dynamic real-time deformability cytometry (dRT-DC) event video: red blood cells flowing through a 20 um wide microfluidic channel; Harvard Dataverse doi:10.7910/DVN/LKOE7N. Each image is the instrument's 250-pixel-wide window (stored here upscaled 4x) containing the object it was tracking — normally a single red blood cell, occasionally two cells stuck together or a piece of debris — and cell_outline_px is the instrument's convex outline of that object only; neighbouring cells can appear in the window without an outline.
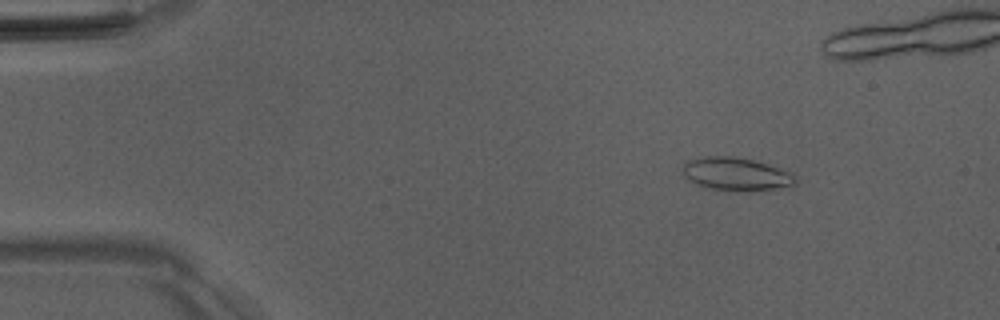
{"species": "Egyptian fruit bat (a non-hibernating species)", "species_latin": "Rousettus aegyptiacus", "temperature_condition": "room temperature", "stored_images_in_passage": 53, "camera_frame_rate_fps": 3000, "um_per_image_px": 0.085, "animal": {"sex": "male"}, "frame": {"image": 1, "passage_image": 8, "time_ms": 2.333, "image_size_px": [1000, 320], "cell_outline_px": [[796, 184], [776, 188], [736, 192], [704, 188], [688, 180], [680, 172], [684, 160], [704, 156], [736, 156], [768, 164], [788, 172], [796, 176]], "centroid_in_image_um": [62.46, 14.79], "position_along_channel_um": 22.5, "area_um2": 22.14}, "authors_computed_cell_mechanics": {"area_um2": 18.7272, "velocity_mm_per_s": 4.0279, "shape_relaxation_time_tau1_ms": null, "shape_relaxation_time_tau2_ms": 1.1963, "deformation_change_tau1": null, "deformation_change_tau2": 0.0701}}